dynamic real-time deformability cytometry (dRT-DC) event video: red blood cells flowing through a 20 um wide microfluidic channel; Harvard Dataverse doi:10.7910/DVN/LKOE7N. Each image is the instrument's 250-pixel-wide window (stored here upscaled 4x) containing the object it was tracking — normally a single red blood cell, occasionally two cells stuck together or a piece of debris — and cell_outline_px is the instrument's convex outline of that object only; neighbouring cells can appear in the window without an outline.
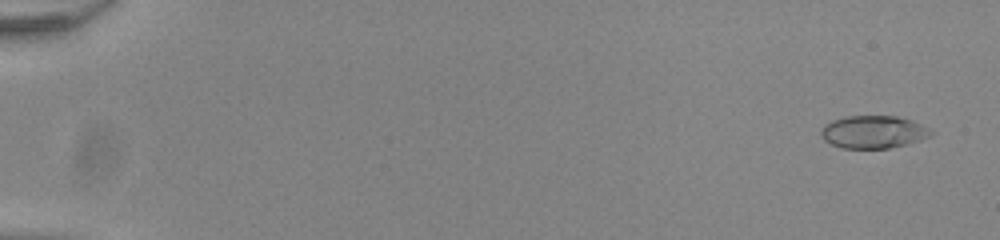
{"species": "common noctule bat (a hibernating species)", "species_latin": "Nyctalus noctula", "temperature_condition": "room temperature", "stored_images_in_passage": 55, "camera_frame_rate_fps": 3000, "um_per_image_px": 0.085, "animal": {"sex": "male", "body_mass_g": 20.0, "forearm_length_mm": 53.3}, "frame": {"image": 1, "passage_image": 3, "time_ms": 0.667, "image_size_px": [1000, 240], "cell_outline_px": [[932, 132], [928, 136], [920, 140], [888, 148], [844, 148], [832, 144], [824, 140], [820, 136], [820, 132], [824, 124], [832, 120], [844, 116], [896, 116], [912, 120]], "centroid_in_image_um": [74.15, 11.21], "position_along_channel_um": 10.8, "area_um2": 20.63}}
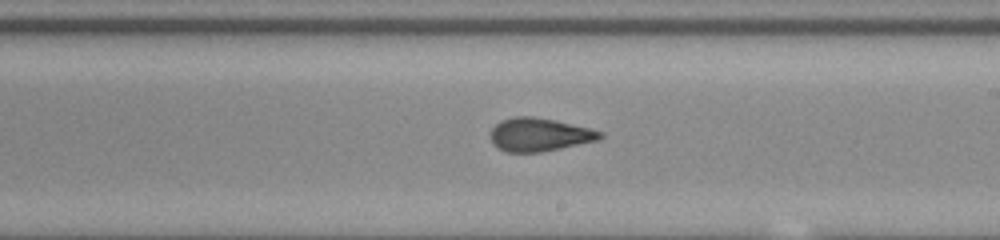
{"frame": {"image": 2, "passage_image": 34, "time_ms": 11.0, "image_size_px": [1000, 240], "cell_outline_px": [[604, 136], [600, 140], [540, 152], [504, 152], [492, 144], [492, 128], [500, 120], [512, 116], [532, 116], [556, 120], [604, 132]], "centroid_in_image_um": [45.85, 11.44], "position_along_channel_um": 243.1, "area_um2": 21.33}}
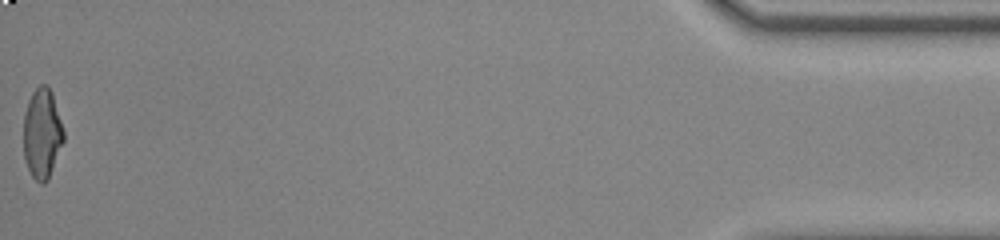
{"frame": {"image": 3, "passage_image": 55, "time_ms": 18.0, "image_size_px": [1000, 240], "cell_outline_px": [[64, 140], [48, 180], [44, 184], [40, 184], [32, 176], [28, 168], [24, 156], [24, 112], [28, 100], [32, 92], [40, 84], [48, 84], [52, 92], [64, 132]], "centroid_in_image_um": [3.58, 11.34], "position_along_channel_um": 431.6, "area_um2": 21.1}, "authors_computed_cell_mechanics": {"area_um2": 21.2126, "velocity_mm_per_s": 3.9135, "shape_relaxation_time_tau1_ms": 5.8795, "shape_relaxation_time_tau2_ms": 1.485, "deformation_change_tau1": 0.1962, "deformation_change_tau2": 0.0855}}